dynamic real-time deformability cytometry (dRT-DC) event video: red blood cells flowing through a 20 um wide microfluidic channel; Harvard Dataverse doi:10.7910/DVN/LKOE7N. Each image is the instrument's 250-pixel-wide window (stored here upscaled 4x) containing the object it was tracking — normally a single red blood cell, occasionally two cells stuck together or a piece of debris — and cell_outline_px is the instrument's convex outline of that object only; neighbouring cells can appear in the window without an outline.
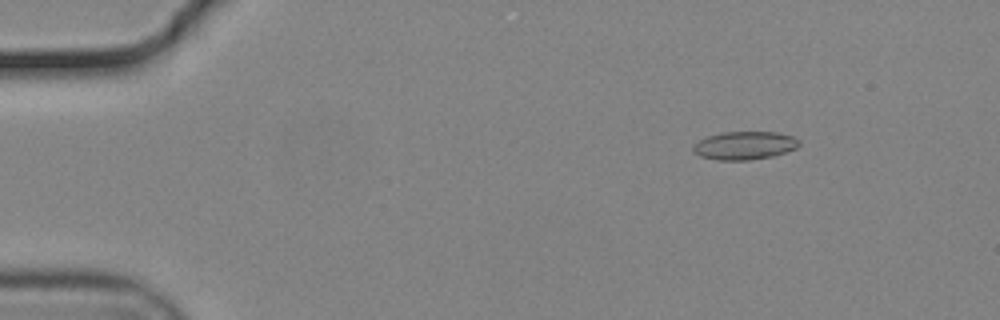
{"species": "common noctule bat (a hibernating species)", "species_latin": "Nyctalus noctula", "temperature_condition": "cold", "stored_images_in_passage": 56, "camera_frame_rate_fps": 3000, "um_per_image_px": 0.085, "animal": {"sex": "male", "body_mass_g": 19.2, "forearm_length_mm": 51.8}, "frame": {"image": 1, "passage_image": 8, "time_ms": 2.333, "image_size_px": [1000, 320], "cell_outline_px": [[800, 144], [796, 148], [776, 156], [748, 160], [716, 160], [700, 156], [692, 152], [692, 144], [708, 136], [720, 132], [776, 132], [792, 136], [800, 140]], "centroid_in_image_um": [63.28, 12.37], "position_along_channel_um": 21.7, "area_um2": 17.63}}
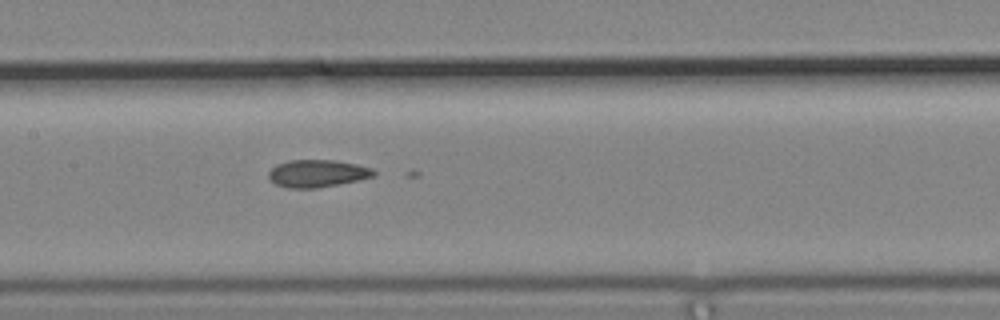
{"frame": {"image": 2, "passage_image": 28, "time_ms": 9.0, "image_size_px": [1000, 320], "cell_outline_px": [[376, 176], [340, 184], [316, 188], [288, 188], [276, 184], [268, 176], [268, 172], [276, 164], [292, 160], [336, 160], [356, 164], [372, 168], [376, 172]], "centroid_in_image_um": [27.0, 14.74], "position_along_channel_um": 180.4, "area_um2": 16.82}}
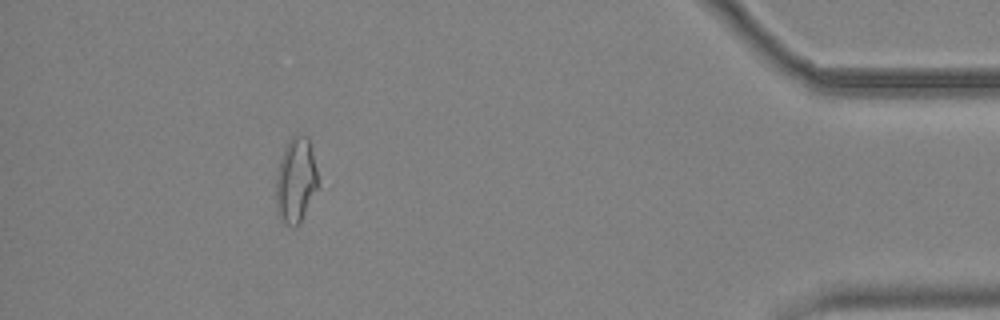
{"frame": {"image": 3, "passage_image": 51, "time_ms": 16.667, "image_size_px": [1000, 320], "cell_outline_px": [[316, 188], [300, 224], [296, 228], [292, 228], [284, 224], [280, 220], [276, 208], [276, 176], [280, 156], [288, 140], [292, 136], [308, 136], [316, 168]], "centroid_in_image_um": [25.09, 15.37], "position_along_channel_um": 410.1, "area_um2": 20.75}}